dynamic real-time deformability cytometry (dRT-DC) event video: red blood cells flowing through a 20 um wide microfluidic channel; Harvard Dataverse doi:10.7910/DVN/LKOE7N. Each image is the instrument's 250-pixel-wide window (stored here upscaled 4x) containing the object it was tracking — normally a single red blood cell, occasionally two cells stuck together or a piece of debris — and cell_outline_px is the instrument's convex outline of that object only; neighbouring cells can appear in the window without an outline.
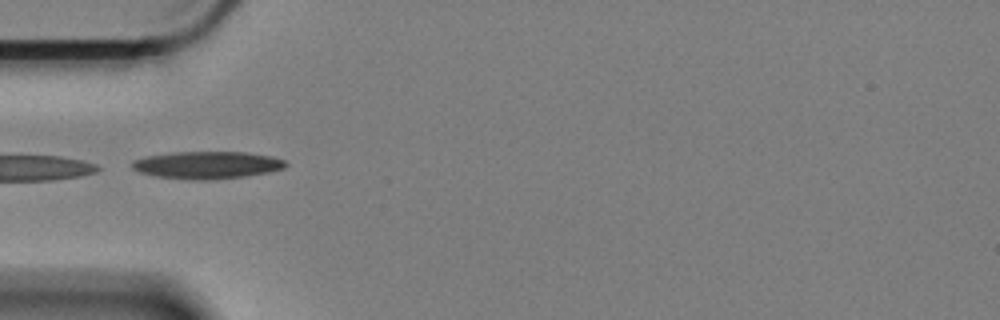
{"species": "Egyptian fruit bat (a non-hibernating species)", "species_latin": "Rousettus aegyptiacus", "temperature_condition": "cold", "stored_images_in_passage": 11, "camera_frame_rate_fps": 3000, "um_per_image_px": 0.085, "animal": {"sex": "female"}, "frame": {"image": 1, "passage_image": 1, "time_ms": 0.0, "image_size_px": [1000, 320], "cell_outline_px": [[288, 164], [284, 168], [268, 172], [244, 176], [212, 180], [192, 180], [156, 176], [140, 172], [132, 168], [132, 160], [148, 156], [172, 152], [248, 152], [272, 156], [284, 160]], "centroid_in_image_um": [17.61, 14.02], "position_along_channel_um": 67.4, "area_um2": 24.51}}
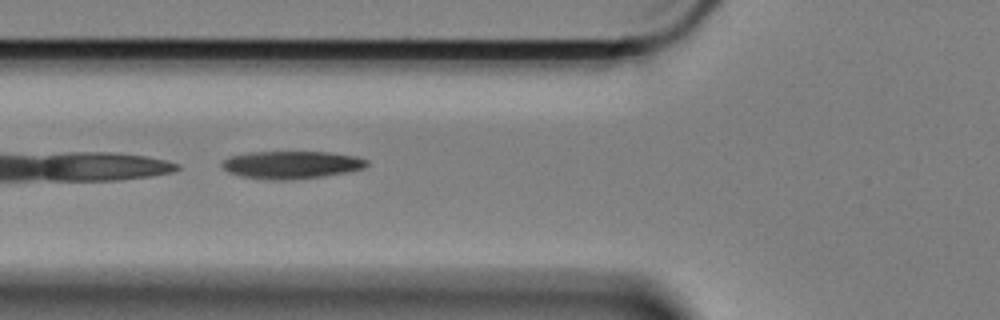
{"frame": {"image": 2, "passage_image": 4, "time_ms": 1.0, "image_size_px": [1000, 320], "cell_outline_px": [[368, 164], [364, 168], [348, 172], [324, 176], [284, 180], [272, 180], [240, 176], [228, 172], [220, 164], [224, 160], [232, 156], [248, 152], [328, 152], [356, 156], [368, 160]], "centroid_in_image_um": [24.79, 14.01], "position_along_channel_um": 101.0, "area_um2": 23.29}}
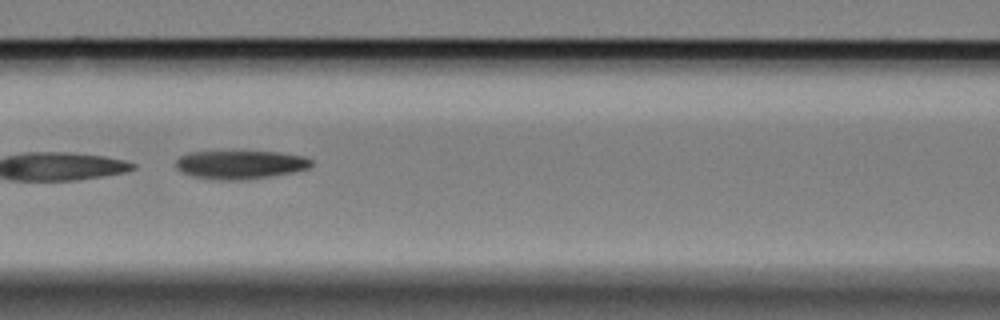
{"frame": {"image": 3, "passage_image": 8, "time_ms": 2.333, "image_size_px": [1000, 320], "cell_outline_px": [[312, 164], [308, 168], [292, 172], [268, 176], [240, 180], [216, 180], [192, 176], [180, 172], [176, 168], [176, 160], [180, 156], [192, 152], [276, 152], [304, 156], [312, 160]], "centroid_in_image_um": [20.38, 14.0], "position_along_channel_um": 146.2, "area_um2": 22.25}}